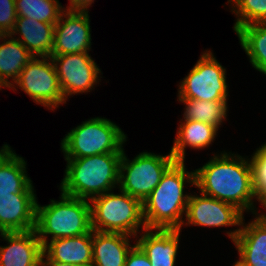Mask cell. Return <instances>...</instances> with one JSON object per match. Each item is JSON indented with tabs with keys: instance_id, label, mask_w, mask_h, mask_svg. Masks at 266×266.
Wrapping results in <instances>:
<instances>
[{
	"instance_id": "cell-16",
	"label": "cell",
	"mask_w": 266,
	"mask_h": 266,
	"mask_svg": "<svg viewBox=\"0 0 266 266\" xmlns=\"http://www.w3.org/2000/svg\"><path fill=\"white\" fill-rule=\"evenodd\" d=\"M180 229H146L136 244L149 259L151 266H175ZM144 233V234H143Z\"/></svg>"
},
{
	"instance_id": "cell-23",
	"label": "cell",
	"mask_w": 266,
	"mask_h": 266,
	"mask_svg": "<svg viewBox=\"0 0 266 266\" xmlns=\"http://www.w3.org/2000/svg\"><path fill=\"white\" fill-rule=\"evenodd\" d=\"M236 34L252 67L266 75V22L242 26Z\"/></svg>"
},
{
	"instance_id": "cell-6",
	"label": "cell",
	"mask_w": 266,
	"mask_h": 266,
	"mask_svg": "<svg viewBox=\"0 0 266 266\" xmlns=\"http://www.w3.org/2000/svg\"><path fill=\"white\" fill-rule=\"evenodd\" d=\"M127 136L107 118L95 117L73 128L61 141L65 159L123 153Z\"/></svg>"
},
{
	"instance_id": "cell-1",
	"label": "cell",
	"mask_w": 266,
	"mask_h": 266,
	"mask_svg": "<svg viewBox=\"0 0 266 266\" xmlns=\"http://www.w3.org/2000/svg\"><path fill=\"white\" fill-rule=\"evenodd\" d=\"M195 171V187L202 194L235 206L242 213L249 210L257 215L254 201L258 202L250 159L223 152L214 155Z\"/></svg>"
},
{
	"instance_id": "cell-28",
	"label": "cell",
	"mask_w": 266,
	"mask_h": 266,
	"mask_svg": "<svg viewBox=\"0 0 266 266\" xmlns=\"http://www.w3.org/2000/svg\"><path fill=\"white\" fill-rule=\"evenodd\" d=\"M17 20L15 0H0V28L6 33L15 27Z\"/></svg>"
},
{
	"instance_id": "cell-20",
	"label": "cell",
	"mask_w": 266,
	"mask_h": 266,
	"mask_svg": "<svg viewBox=\"0 0 266 266\" xmlns=\"http://www.w3.org/2000/svg\"><path fill=\"white\" fill-rule=\"evenodd\" d=\"M132 236L93 230L92 266H124L131 248Z\"/></svg>"
},
{
	"instance_id": "cell-12",
	"label": "cell",
	"mask_w": 266,
	"mask_h": 266,
	"mask_svg": "<svg viewBox=\"0 0 266 266\" xmlns=\"http://www.w3.org/2000/svg\"><path fill=\"white\" fill-rule=\"evenodd\" d=\"M244 214L235 206L215 199L213 197L200 194L191 195L188 199L186 209V222L188 225L222 227V226H241Z\"/></svg>"
},
{
	"instance_id": "cell-22",
	"label": "cell",
	"mask_w": 266,
	"mask_h": 266,
	"mask_svg": "<svg viewBox=\"0 0 266 266\" xmlns=\"http://www.w3.org/2000/svg\"><path fill=\"white\" fill-rule=\"evenodd\" d=\"M1 42L0 88H9L33 55L10 34H6ZM9 78H12V81H8Z\"/></svg>"
},
{
	"instance_id": "cell-2",
	"label": "cell",
	"mask_w": 266,
	"mask_h": 266,
	"mask_svg": "<svg viewBox=\"0 0 266 266\" xmlns=\"http://www.w3.org/2000/svg\"><path fill=\"white\" fill-rule=\"evenodd\" d=\"M187 182L195 185V171L188 172L183 161H175L142 203L147 229L181 230L190 196L184 194Z\"/></svg>"
},
{
	"instance_id": "cell-24",
	"label": "cell",
	"mask_w": 266,
	"mask_h": 266,
	"mask_svg": "<svg viewBox=\"0 0 266 266\" xmlns=\"http://www.w3.org/2000/svg\"><path fill=\"white\" fill-rule=\"evenodd\" d=\"M185 104L183 118L184 120L200 121L221 127L225 121L228 111L227 101H202L196 99H178Z\"/></svg>"
},
{
	"instance_id": "cell-11",
	"label": "cell",
	"mask_w": 266,
	"mask_h": 266,
	"mask_svg": "<svg viewBox=\"0 0 266 266\" xmlns=\"http://www.w3.org/2000/svg\"><path fill=\"white\" fill-rule=\"evenodd\" d=\"M88 11L64 10L55 24L51 55L88 53L91 30Z\"/></svg>"
},
{
	"instance_id": "cell-4",
	"label": "cell",
	"mask_w": 266,
	"mask_h": 266,
	"mask_svg": "<svg viewBox=\"0 0 266 266\" xmlns=\"http://www.w3.org/2000/svg\"><path fill=\"white\" fill-rule=\"evenodd\" d=\"M37 236L44 246L49 240L79 236L89 233L91 228V206L88 200L74 198L61 193L59 201L36 204Z\"/></svg>"
},
{
	"instance_id": "cell-31",
	"label": "cell",
	"mask_w": 266,
	"mask_h": 266,
	"mask_svg": "<svg viewBox=\"0 0 266 266\" xmlns=\"http://www.w3.org/2000/svg\"><path fill=\"white\" fill-rule=\"evenodd\" d=\"M46 258V259H44ZM40 266H80L77 264H69V263H63L59 261H54L50 259L44 252L41 256V265Z\"/></svg>"
},
{
	"instance_id": "cell-19",
	"label": "cell",
	"mask_w": 266,
	"mask_h": 266,
	"mask_svg": "<svg viewBox=\"0 0 266 266\" xmlns=\"http://www.w3.org/2000/svg\"><path fill=\"white\" fill-rule=\"evenodd\" d=\"M24 158L18 156L8 144L0 149V195L34 193L31 179L26 172Z\"/></svg>"
},
{
	"instance_id": "cell-29",
	"label": "cell",
	"mask_w": 266,
	"mask_h": 266,
	"mask_svg": "<svg viewBox=\"0 0 266 266\" xmlns=\"http://www.w3.org/2000/svg\"><path fill=\"white\" fill-rule=\"evenodd\" d=\"M124 266H151V263L146 254L135 243L127 255Z\"/></svg>"
},
{
	"instance_id": "cell-9",
	"label": "cell",
	"mask_w": 266,
	"mask_h": 266,
	"mask_svg": "<svg viewBox=\"0 0 266 266\" xmlns=\"http://www.w3.org/2000/svg\"><path fill=\"white\" fill-rule=\"evenodd\" d=\"M33 57L20 72L9 89L16 86L29 95L36 104L49 110L56 109L66 101L60 88L59 79L50 57ZM16 86H15V85Z\"/></svg>"
},
{
	"instance_id": "cell-34",
	"label": "cell",
	"mask_w": 266,
	"mask_h": 266,
	"mask_svg": "<svg viewBox=\"0 0 266 266\" xmlns=\"http://www.w3.org/2000/svg\"><path fill=\"white\" fill-rule=\"evenodd\" d=\"M5 35L6 33L0 28V40H2Z\"/></svg>"
},
{
	"instance_id": "cell-3",
	"label": "cell",
	"mask_w": 266,
	"mask_h": 266,
	"mask_svg": "<svg viewBox=\"0 0 266 266\" xmlns=\"http://www.w3.org/2000/svg\"><path fill=\"white\" fill-rule=\"evenodd\" d=\"M122 153H105L88 157L65 159L67 166L61 193L90 200L119 186Z\"/></svg>"
},
{
	"instance_id": "cell-15",
	"label": "cell",
	"mask_w": 266,
	"mask_h": 266,
	"mask_svg": "<svg viewBox=\"0 0 266 266\" xmlns=\"http://www.w3.org/2000/svg\"><path fill=\"white\" fill-rule=\"evenodd\" d=\"M227 232L238 250L239 258L249 266H266V217L258 216L247 225Z\"/></svg>"
},
{
	"instance_id": "cell-30",
	"label": "cell",
	"mask_w": 266,
	"mask_h": 266,
	"mask_svg": "<svg viewBox=\"0 0 266 266\" xmlns=\"http://www.w3.org/2000/svg\"><path fill=\"white\" fill-rule=\"evenodd\" d=\"M70 4L64 10L88 11L94 0H69Z\"/></svg>"
},
{
	"instance_id": "cell-27",
	"label": "cell",
	"mask_w": 266,
	"mask_h": 266,
	"mask_svg": "<svg viewBox=\"0 0 266 266\" xmlns=\"http://www.w3.org/2000/svg\"><path fill=\"white\" fill-rule=\"evenodd\" d=\"M250 162L254 189L258 200H260L266 194V143L256 149Z\"/></svg>"
},
{
	"instance_id": "cell-17",
	"label": "cell",
	"mask_w": 266,
	"mask_h": 266,
	"mask_svg": "<svg viewBox=\"0 0 266 266\" xmlns=\"http://www.w3.org/2000/svg\"><path fill=\"white\" fill-rule=\"evenodd\" d=\"M93 230L87 234L50 240L43 252L52 260L80 266H92Z\"/></svg>"
},
{
	"instance_id": "cell-8",
	"label": "cell",
	"mask_w": 266,
	"mask_h": 266,
	"mask_svg": "<svg viewBox=\"0 0 266 266\" xmlns=\"http://www.w3.org/2000/svg\"><path fill=\"white\" fill-rule=\"evenodd\" d=\"M178 99L227 101L226 69L211 51H204L189 74L179 83Z\"/></svg>"
},
{
	"instance_id": "cell-14",
	"label": "cell",
	"mask_w": 266,
	"mask_h": 266,
	"mask_svg": "<svg viewBox=\"0 0 266 266\" xmlns=\"http://www.w3.org/2000/svg\"><path fill=\"white\" fill-rule=\"evenodd\" d=\"M7 246H0V266H40L43 245L35 229L1 232Z\"/></svg>"
},
{
	"instance_id": "cell-32",
	"label": "cell",
	"mask_w": 266,
	"mask_h": 266,
	"mask_svg": "<svg viewBox=\"0 0 266 266\" xmlns=\"http://www.w3.org/2000/svg\"><path fill=\"white\" fill-rule=\"evenodd\" d=\"M259 203L265 208L266 210V194L259 200ZM261 216H264L266 217V214H262L261 213Z\"/></svg>"
},
{
	"instance_id": "cell-13",
	"label": "cell",
	"mask_w": 266,
	"mask_h": 266,
	"mask_svg": "<svg viewBox=\"0 0 266 266\" xmlns=\"http://www.w3.org/2000/svg\"><path fill=\"white\" fill-rule=\"evenodd\" d=\"M37 202L35 193L0 195V233L35 229Z\"/></svg>"
},
{
	"instance_id": "cell-10",
	"label": "cell",
	"mask_w": 266,
	"mask_h": 266,
	"mask_svg": "<svg viewBox=\"0 0 266 266\" xmlns=\"http://www.w3.org/2000/svg\"><path fill=\"white\" fill-rule=\"evenodd\" d=\"M50 58L65 101L73 94L90 92L100 80L101 70L89 53L51 55Z\"/></svg>"
},
{
	"instance_id": "cell-33",
	"label": "cell",
	"mask_w": 266,
	"mask_h": 266,
	"mask_svg": "<svg viewBox=\"0 0 266 266\" xmlns=\"http://www.w3.org/2000/svg\"><path fill=\"white\" fill-rule=\"evenodd\" d=\"M233 266H249L247 263L242 261L240 258L234 263Z\"/></svg>"
},
{
	"instance_id": "cell-21",
	"label": "cell",
	"mask_w": 266,
	"mask_h": 266,
	"mask_svg": "<svg viewBox=\"0 0 266 266\" xmlns=\"http://www.w3.org/2000/svg\"><path fill=\"white\" fill-rule=\"evenodd\" d=\"M180 122L176 139L171 147L170 153L176 161L185 162V148L195 149L208 148L215 140L218 129L207 123L193 120Z\"/></svg>"
},
{
	"instance_id": "cell-5",
	"label": "cell",
	"mask_w": 266,
	"mask_h": 266,
	"mask_svg": "<svg viewBox=\"0 0 266 266\" xmlns=\"http://www.w3.org/2000/svg\"><path fill=\"white\" fill-rule=\"evenodd\" d=\"M92 198L91 228L94 231L121 233L137 238L139 228L146 230L142 202L119 190ZM142 225V226H141Z\"/></svg>"
},
{
	"instance_id": "cell-7",
	"label": "cell",
	"mask_w": 266,
	"mask_h": 266,
	"mask_svg": "<svg viewBox=\"0 0 266 266\" xmlns=\"http://www.w3.org/2000/svg\"><path fill=\"white\" fill-rule=\"evenodd\" d=\"M175 161L171 153L163 156L150 152H141L130 161L123 151L118 188L143 203Z\"/></svg>"
},
{
	"instance_id": "cell-25",
	"label": "cell",
	"mask_w": 266,
	"mask_h": 266,
	"mask_svg": "<svg viewBox=\"0 0 266 266\" xmlns=\"http://www.w3.org/2000/svg\"><path fill=\"white\" fill-rule=\"evenodd\" d=\"M17 17L56 24L64 7L59 0H15Z\"/></svg>"
},
{
	"instance_id": "cell-26",
	"label": "cell",
	"mask_w": 266,
	"mask_h": 266,
	"mask_svg": "<svg viewBox=\"0 0 266 266\" xmlns=\"http://www.w3.org/2000/svg\"><path fill=\"white\" fill-rule=\"evenodd\" d=\"M231 11L237 16L234 24L236 32L240 27L258 22H266V0H228Z\"/></svg>"
},
{
	"instance_id": "cell-18",
	"label": "cell",
	"mask_w": 266,
	"mask_h": 266,
	"mask_svg": "<svg viewBox=\"0 0 266 266\" xmlns=\"http://www.w3.org/2000/svg\"><path fill=\"white\" fill-rule=\"evenodd\" d=\"M55 24L17 17L10 35L20 34L17 39L33 57H50L54 41Z\"/></svg>"
}]
</instances>
